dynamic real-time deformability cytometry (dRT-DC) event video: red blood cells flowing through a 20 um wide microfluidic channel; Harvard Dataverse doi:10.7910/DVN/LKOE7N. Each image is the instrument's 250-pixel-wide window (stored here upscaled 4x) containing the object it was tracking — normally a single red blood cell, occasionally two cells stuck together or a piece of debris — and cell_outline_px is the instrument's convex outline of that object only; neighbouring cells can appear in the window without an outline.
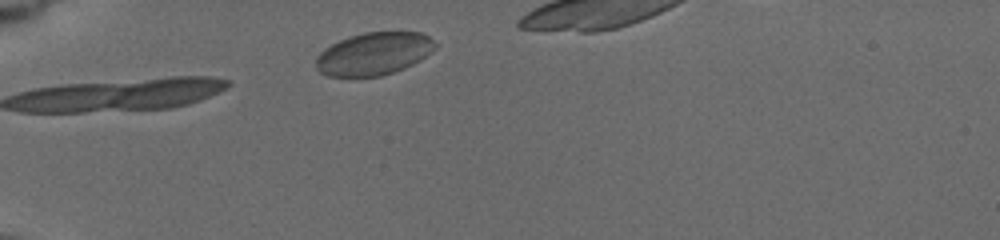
{"species": "common noctule bat (a hibernating species)", "species_latin": "Nyctalus noctula", "temperature_condition": "cold", "stored_images_in_passage": 23, "camera_frame_rate_fps": 3000, "um_per_image_px": 0.085, "animal": {"sex": "female", "body_mass_g": 19.5, "forearm_length_mm": 54.1}, "frame": {"image": 1, "passage_image": 1, "time_ms": 0.0, "image_size_px": [1000, 240], "cell_outline_px": [[440, 44], [436, 48], [420, 60], [404, 68], [380, 76], [328, 76], [320, 72], [316, 68], [316, 56], [324, 48], [348, 36], [364, 32], [420, 32], [428, 36]], "centroid_in_image_um": [31.79, 4.55], "position_along_channel_um": 53.2, "area_um2": 29.71}}